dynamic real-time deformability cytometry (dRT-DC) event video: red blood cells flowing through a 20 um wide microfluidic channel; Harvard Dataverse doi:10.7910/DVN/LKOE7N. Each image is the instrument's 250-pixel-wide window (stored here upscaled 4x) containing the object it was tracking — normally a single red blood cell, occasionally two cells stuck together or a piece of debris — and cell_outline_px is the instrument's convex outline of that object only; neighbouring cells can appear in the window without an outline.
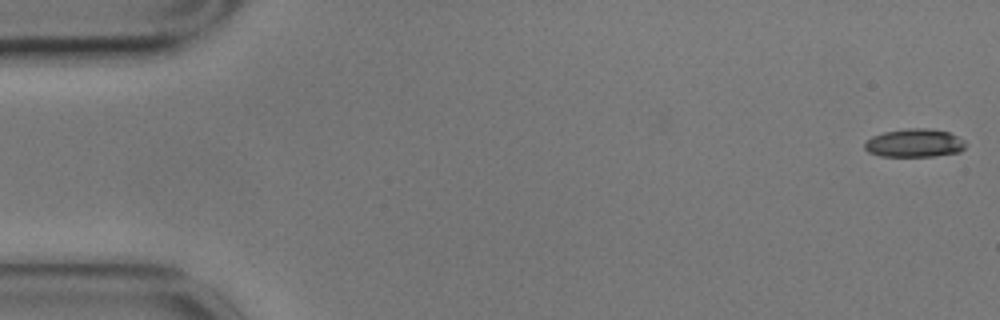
{"species": "common noctule bat (a hibernating species)", "species_latin": "Nyctalus noctula", "temperature_condition": "cold", "stored_images_in_passage": 53, "camera_frame_rate_fps": 3000, "um_per_image_px": 0.085, "animal": {"sex": "male", "body_mass_g": 17.9}, "frame": {"image": 1, "passage_image": 1, "time_ms": 0.0, "image_size_px": [1000, 320], "cell_outline_px": [[964, 148], [960, 152], [932, 156], [880, 156], [868, 152], [864, 148], [864, 144], [872, 136], [884, 132], [908, 128], [928, 128], [948, 132], [964, 140]], "centroid_in_image_um": [77.71, 12.16], "position_along_channel_um": 7.3, "area_um2": 16.53}}
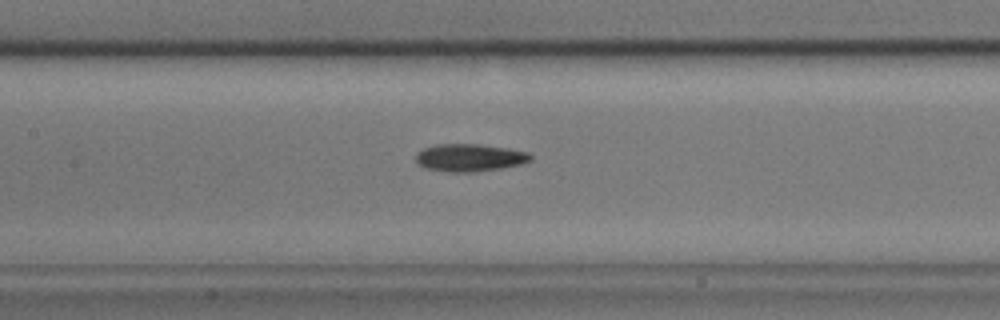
{"frame": {"image": 2, "passage_image": 26, "time_ms": 8.333, "image_size_px": [1000, 320], "cell_outline_px": [[532, 160], [520, 164], [500, 168], [476, 172], [444, 172], [424, 168], [416, 160], [416, 156], [424, 148], [436, 144], [476, 144], [508, 148], [528, 152], [532, 156]], "centroid_in_image_um": [39.93, 13.41], "position_along_channel_um": 167.5, "area_um2": 18.38}}
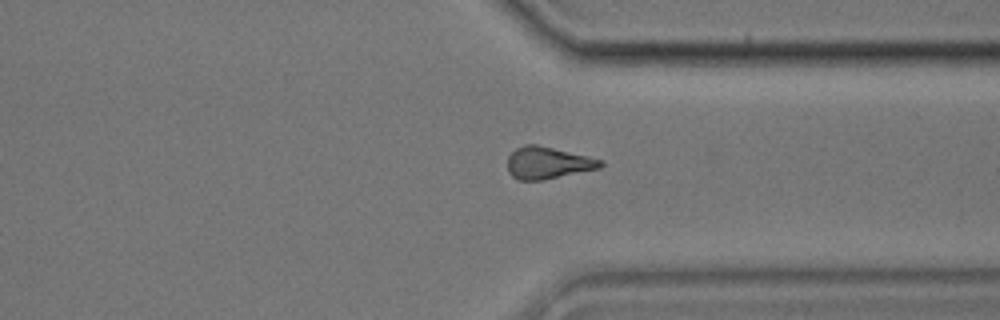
{"frame": {"image": 3, "passage_image": 43, "time_ms": 14.0, "image_size_px": [1000, 320], "cell_outline_px": [[604, 164], [600, 168], [544, 180], [516, 180], [508, 172], [508, 156], [516, 148], [524, 144], [536, 144], [588, 156], [604, 160]], "centroid_in_image_um": [46.56, 13.85], "position_along_channel_um": 364.8, "area_um2": 17.46}, "authors_computed_cell_mechanics": {"area_um2": 17.3978, "velocity_mm_per_s": 3.4932, "shape_relaxation_time_tau1_ms": 3.1381, "shape_relaxation_time_tau2_ms": 7.6178, "deformation_change_tau1": 0.0992, "deformation_change_tau2": 0.166}}